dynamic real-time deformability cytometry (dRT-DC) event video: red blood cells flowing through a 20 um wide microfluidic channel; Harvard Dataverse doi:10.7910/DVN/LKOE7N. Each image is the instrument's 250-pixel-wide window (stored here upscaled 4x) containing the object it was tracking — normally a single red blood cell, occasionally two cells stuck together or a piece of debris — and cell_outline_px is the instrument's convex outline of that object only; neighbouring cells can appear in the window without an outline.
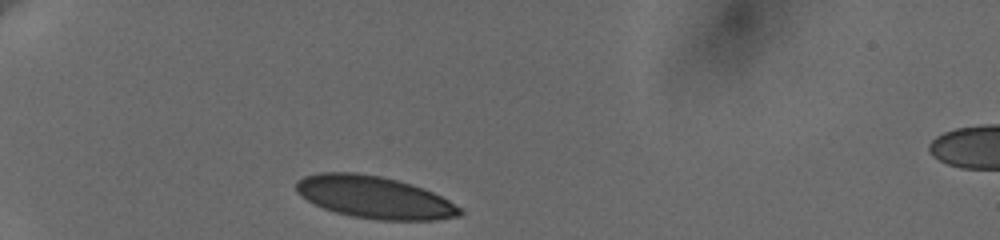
{"species": "human", "species_latin": "Homo sapiens", "temperature_condition": "cold", "stored_images_in_passage": 34, "camera_frame_rate_fps": 3000, "um_per_image_px": 0.085, "donor": {"sex": "female"}, "frame": {"image": 1, "passage_image": 1, "time_ms": 0.0, "image_size_px": [1000, 240], "cell_outline_px": [[464, 212], [460, 216], [436, 220], [376, 220], [352, 216], [336, 212], [312, 204], [300, 196], [296, 192], [296, 184], [304, 176], [320, 172], [356, 172], [380, 176], [412, 184], [424, 188], [448, 200], [460, 208]], "centroid_in_image_um": [31.8, 16.77], "position_along_channel_um": 53.2, "area_um2": 40.34}}
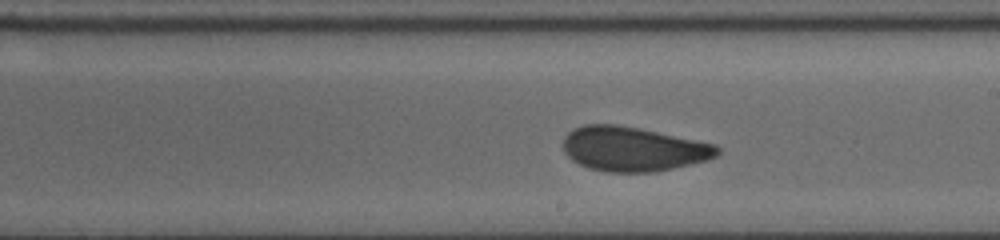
{"frame": {"image": 2, "passage_image": 19, "time_ms": 6.0, "image_size_px": [1000, 240], "cell_outline_px": [[720, 152], [716, 156], [708, 160], [672, 168], [652, 172], [604, 172], [588, 168], [572, 160], [564, 152], [564, 136], [568, 132], [584, 124], [616, 124], [640, 128], [716, 144], [720, 148]], "centroid_in_image_um": [53.82, 12.66], "position_along_channel_um": 235.2, "area_um2": 40.0}}
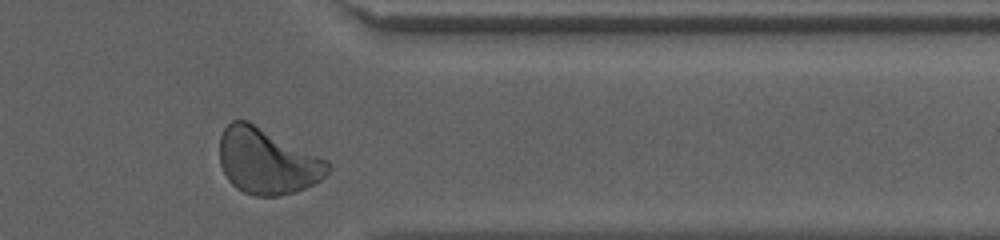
{"frame": {"image": 3, "passage_image": 32, "time_ms": 10.333, "image_size_px": [1000, 240], "cell_outline_px": [[332, 168], [320, 180], [296, 192], [276, 196], [256, 196], [244, 192], [236, 188], [228, 180], [220, 164], [220, 136], [224, 128], [232, 120], [248, 120], [328, 160], [332, 164]], "centroid_in_image_um": [22.71, 13.7], "position_along_channel_um": 388.7, "area_um2": 41.62}, "authors_computed_cell_mechanics": {"area_um2": 40.0843, "velocity_mm_per_s": 3.6095, "shape_relaxation_time_tau1_ms": 7.4718, "shape_relaxation_time_tau2_ms": 0.9361, "deformation_change_tau1": 0.1594, "deformation_change_tau2": 0.0459}}